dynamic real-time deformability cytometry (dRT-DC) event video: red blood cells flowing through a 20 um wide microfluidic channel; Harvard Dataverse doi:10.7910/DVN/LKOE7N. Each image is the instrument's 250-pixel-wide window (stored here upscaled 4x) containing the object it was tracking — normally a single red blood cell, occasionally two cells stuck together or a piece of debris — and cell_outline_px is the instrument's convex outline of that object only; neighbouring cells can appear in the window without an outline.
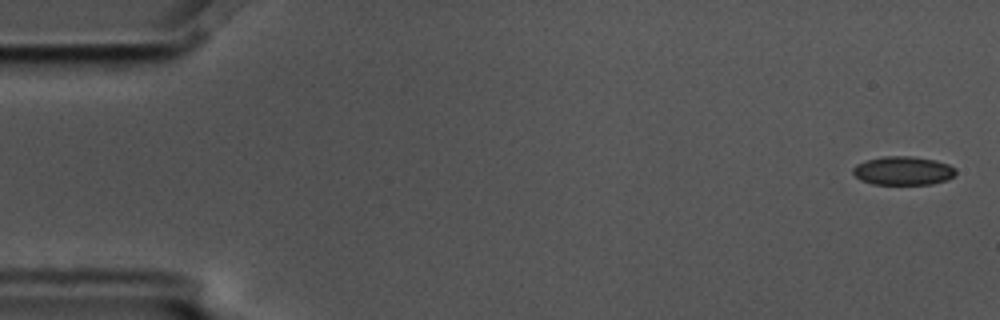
{"species": "common noctule bat (a hibernating species)", "species_latin": "Nyctalus noctula", "temperature_condition": "cold", "stored_images_in_passage": 5, "camera_frame_rate_fps": 3000, "um_per_image_px": 0.085, "animal": {"sex": "male", "body_mass_g": 17.5, "forearm_length_mm": 52.3}, "frame": {"image": 1, "passage_image": 1, "time_ms": 0.0, "image_size_px": [1000, 320], "cell_outline_px": [[956, 172], [948, 180], [932, 184], [872, 184], [860, 180], [852, 172], [852, 168], [856, 164], [864, 160], [884, 156], [912, 156], [936, 160], [948, 164], [956, 168]], "centroid_in_image_um": [76.75, 14.5], "position_along_channel_um": 8.3, "area_um2": 17.34}}
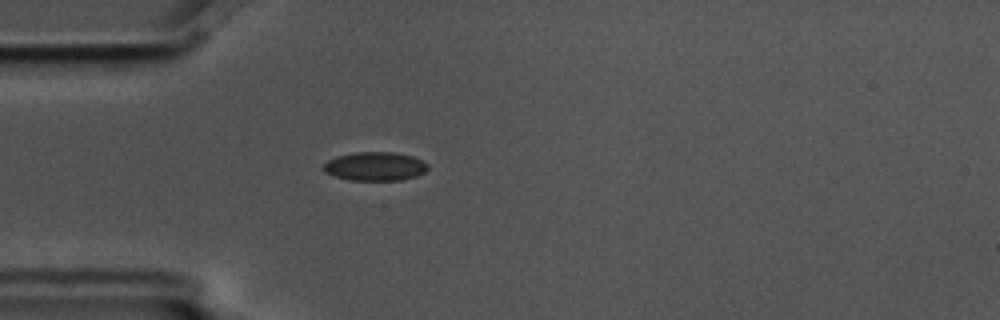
{"frame": {"image": 2, "passage_image": 5, "time_ms": 1.333, "image_size_px": [1000, 320], "cell_outline_px": [[428, 168], [424, 172], [416, 176], [400, 180], [348, 180], [324, 172], [320, 168], [328, 160], [336, 156], [356, 152], [396, 152], [412, 156], [428, 164]], "centroid_in_image_um": [31.85, 14.13], "position_along_channel_um": 53.2, "area_um2": 17.51}}